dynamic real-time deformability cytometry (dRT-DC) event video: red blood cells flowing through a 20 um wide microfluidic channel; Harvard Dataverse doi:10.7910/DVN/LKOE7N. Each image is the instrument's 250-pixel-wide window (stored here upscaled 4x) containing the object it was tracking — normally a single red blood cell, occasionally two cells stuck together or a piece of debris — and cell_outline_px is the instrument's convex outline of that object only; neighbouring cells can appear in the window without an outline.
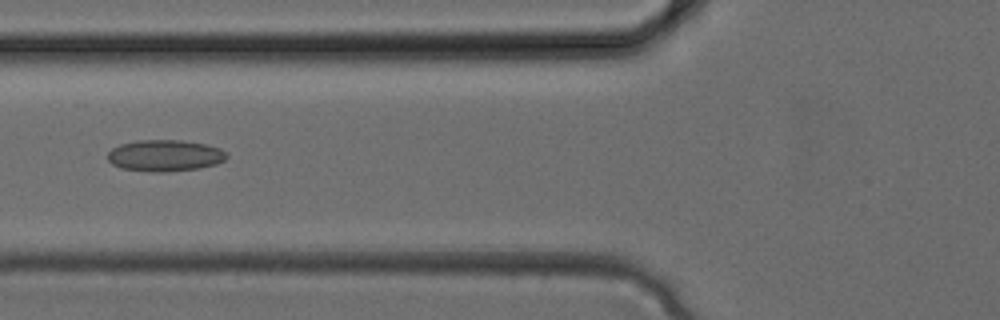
{"species": "common noctule bat (a hibernating species)", "species_latin": "Nyctalus noctula", "temperature_condition": "cold", "stored_images_in_passage": 23, "camera_frame_rate_fps": 3000, "um_per_image_px": 0.085, "animal": {"sex": "female", "body_mass_g": 24.6, "forearm_length_mm": 56.2}, "frame": {"image": 1, "passage_image": 4, "time_ms": 1.0, "image_size_px": [1000, 320], "cell_outline_px": [[228, 156], [224, 160], [216, 164], [200, 168], [164, 172], [152, 172], [120, 168], [112, 164], [108, 160], [108, 152], [112, 148], [120, 144], [136, 140], [180, 140], [208, 144], [220, 148], [228, 152]], "centroid_in_image_um": [14.03, 13.22], "position_along_channel_um": 111.8, "area_um2": 22.08}}
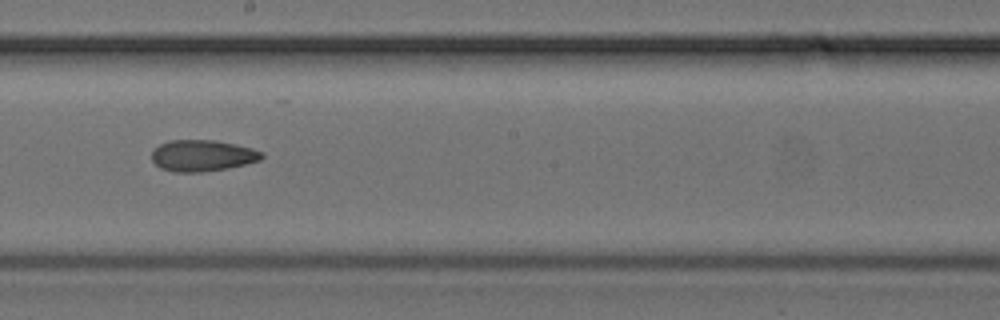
{"frame": {"image": 2, "passage_image": 10, "time_ms": 3.0, "image_size_px": [1000, 320], "cell_outline_px": [[264, 156], [260, 160], [228, 168], [200, 172], [172, 172], [160, 168], [152, 160], [152, 148], [168, 140], [216, 140], [236, 144], [252, 148], [264, 152]], "centroid_in_image_um": [17.19, 13.22], "position_along_channel_um": 231.0, "area_um2": 20.29}}
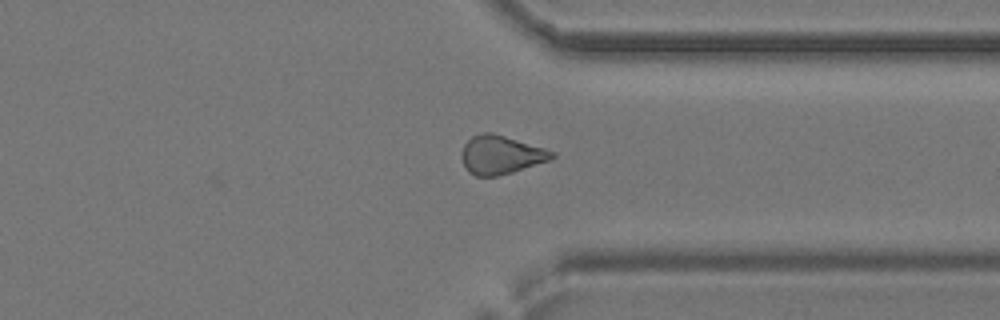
{"frame": {"image": 3, "passage_image": 17, "time_ms": 5.333, "image_size_px": [1000, 320], "cell_outline_px": [[556, 156], [552, 160], [512, 172], [496, 176], [476, 176], [468, 172], [464, 168], [460, 156], [464, 144], [472, 136], [484, 132], [492, 132], [544, 148], [556, 152]], "centroid_in_image_um": [42.57, 13.17], "position_along_channel_um": 368.8, "area_um2": 20.46}}